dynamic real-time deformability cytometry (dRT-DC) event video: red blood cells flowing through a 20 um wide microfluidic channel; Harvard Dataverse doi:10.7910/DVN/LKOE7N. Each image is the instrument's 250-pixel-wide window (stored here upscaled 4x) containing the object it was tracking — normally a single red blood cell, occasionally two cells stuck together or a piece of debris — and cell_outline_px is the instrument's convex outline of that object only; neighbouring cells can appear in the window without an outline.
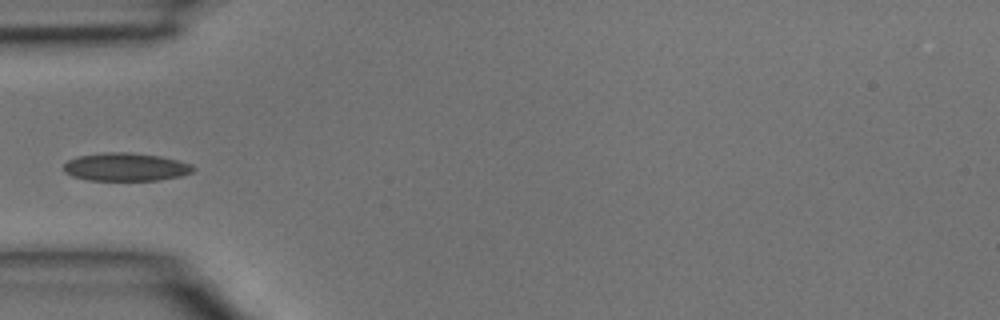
{"species": "common noctule bat (a hibernating species)", "species_latin": "Nyctalus noctula", "temperature_condition": "room temperature", "stored_images_in_passage": 5, "camera_frame_rate_fps": 3000, "um_per_image_px": 0.085, "animal": {"sex": "male", "body_mass_g": 15.6}, "frame": {"image": 1, "passage_image": 5, "time_ms": 1.333, "image_size_px": [1000, 320], "cell_outline_px": [[196, 168], [192, 172], [180, 176], [156, 180], [88, 180], [72, 176], [64, 172], [64, 164], [68, 160], [80, 156], [104, 152], [128, 152], [160, 156], [192, 164]], "centroid_in_image_um": [10.68, 14.19], "position_along_channel_um": 74.3, "area_um2": 21.1}}